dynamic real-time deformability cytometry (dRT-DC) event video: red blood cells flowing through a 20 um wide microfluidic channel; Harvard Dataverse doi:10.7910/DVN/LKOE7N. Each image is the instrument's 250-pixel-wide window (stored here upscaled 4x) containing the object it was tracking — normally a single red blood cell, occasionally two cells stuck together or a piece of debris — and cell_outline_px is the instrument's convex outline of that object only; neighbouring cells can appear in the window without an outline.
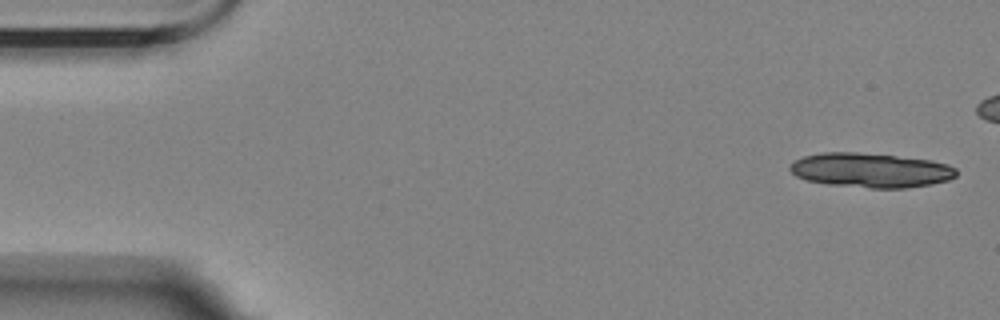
{"species": "Egyptian fruit bat (a non-hibernating species)", "species_latin": "Rousettus aegyptiacus", "temperature_condition": "room temperature", "stored_images_in_passage": 7, "camera_frame_rate_fps": 3000, "um_per_image_px": 0.085, "animal": {"sex": "female"}, "frame": {"image": 1, "passage_image": 1, "time_ms": 0.0, "image_size_px": [1000, 320], "cell_outline_px": [[956, 176], [948, 180], [932, 184], [908, 188], [868, 188], [828, 184], [808, 180], [796, 176], [788, 168], [796, 160], [804, 156], [824, 152], [856, 152], [896, 156], [932, 160], [948, 164], [956, 168]], "centroid_in_image_um": [74.04, 14.47], "position_along_channel_um": 11.0, "area_um2": 33.41}}
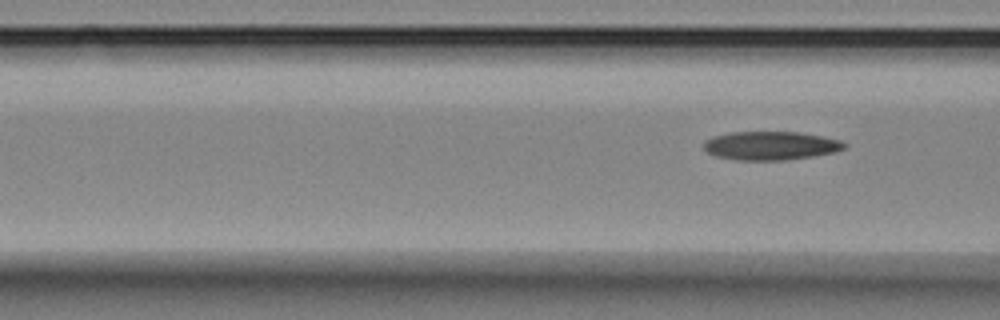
{"frame": {"image": 2, "passage_image": 7, "time_ms": 8.333, "image_size_px": [1000, 320], "cell_outline_px": [[848, 144], [844, 148], [836, 152], [812, 156], [784, 160], [736, 160], [716, 156], [708, 152], [704, 148], [704, 144], [708, 140], [716, 136], [732, 132], [796, 132], [820, 136], [840, 140]], "centroid_in_image_um": [65.54, 12.39], "position_along_channel_um": 101.1, "area_um2": 23.12}}